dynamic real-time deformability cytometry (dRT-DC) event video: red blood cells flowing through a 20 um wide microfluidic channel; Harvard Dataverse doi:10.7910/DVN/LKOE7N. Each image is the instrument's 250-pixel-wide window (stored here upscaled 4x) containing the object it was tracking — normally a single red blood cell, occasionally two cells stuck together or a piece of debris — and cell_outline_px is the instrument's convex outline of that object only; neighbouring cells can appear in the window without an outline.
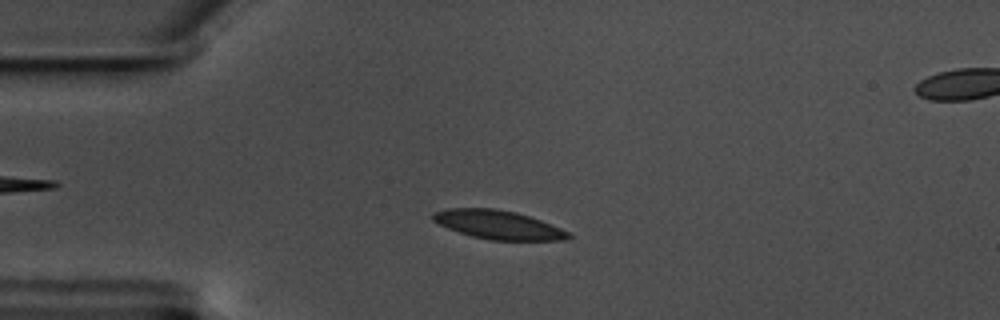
{"species": "common noctule bat (a hibernating species)", "species_latin": "Nyctalus noctula", "temperature_condition": "warm", "stored_images_in_passage": 57, "camera_frame_rate_fps": 3000, "um_per_image_px": 0.085, "animal": {"sex": "male", "body_mass_g": 17.5, "forearm_length_mm": 52.3}, "frame": {"image": 1, "passage_image": 13, "time_ms": 4.0, "image_size_px": [1000, 320], "cell_outline_px": [[572, 236], [568, 240], [492, 240], [472, 236], [448, 228], [432, 220], [432, 212], [448, 208], [496, 208], [516, 212], [540, 220], [560, 228], [568, 232]], "centroid_in_image_um": [42.33, 19.1], "position_along_channel_um": 42.7, "area_um2": 22.54}}
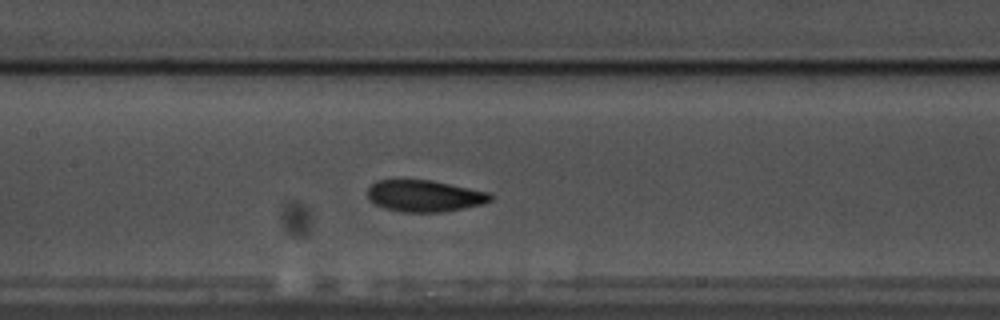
{"frame": {"image": 2, "passage_image": 26, "time_ms": 8.333, "image_size_px": [1000, 320], "cell_outline_px": [[492, 200], [484, 204], [444, 212], [404, 212], [384, 208], [376, 204], [368, 196], [368, 188], [376, 180], [432, 180], [488, 192], [492, 196]], "centroid_in_image_um": [36.11, 16.65], "position_along_channel_um": 171.3, "area_um2": 22.54}}
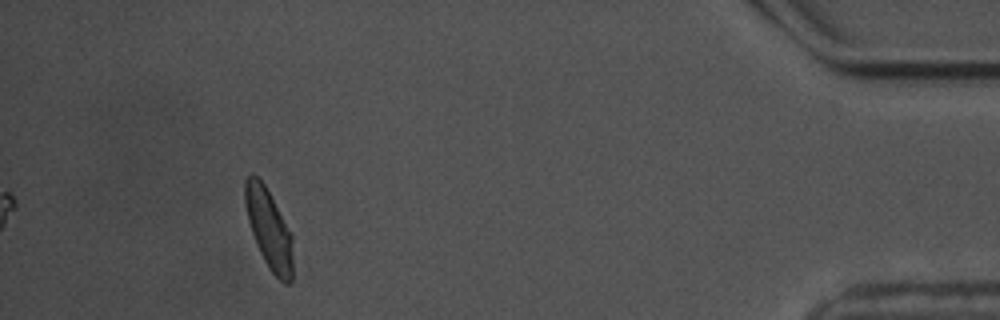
{"frame": {"image": 3, "passage_image": 52, "time_ms": 17.0, "image_size_px": [1000, 320], "cell_outline_px": [[292, 280], [288, 284], [284, 284], [268, 268], [256, 244], [248, 220], [244, 204], [244, 180], [252, 172], [264, 184], [292, 236]], "centroid_in_image_um": [22.83, 19.46], "position_along_channel_um": 412.4, "area_um2": 21.91}, "authors_computed_cell_mechanics": {"area_um2": 22.4264, "velocity_mm_per_s": 3.5105, "shape_relaxation_time_tau1_ms": 3.8944, "shape_relaxation_time_tau2_ms": 2.3014, "deformation_change_tau1": 0.124, "deformation_change_tau2": 0.0678}}